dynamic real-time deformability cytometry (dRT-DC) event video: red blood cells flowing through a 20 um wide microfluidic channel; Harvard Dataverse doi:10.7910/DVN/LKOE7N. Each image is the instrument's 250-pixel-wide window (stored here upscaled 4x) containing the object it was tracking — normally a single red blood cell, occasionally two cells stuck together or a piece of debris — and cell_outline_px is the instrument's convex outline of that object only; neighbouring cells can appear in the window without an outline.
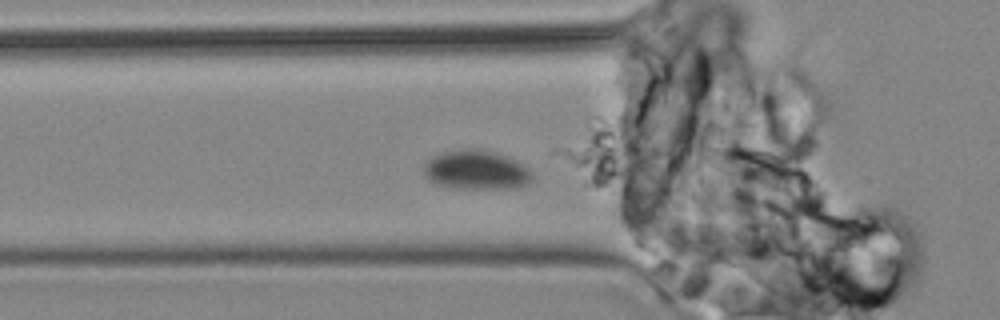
{"species": "common noctule bat (a hibernating species)", "species_latin": "Nyctalus noctula", "temperature_condition": "cold", "stored_images_in_passage": 5, "camera_frame_rate_fps": 3000, "um_per_image_px": 0.085, "animal": {"sex": "male", "body_mass_g": 19.2, "forearm_length_mm": 51.8}, "frame": {"image": 1, "passage_image": 3, "time_ms": 2.667, "image_size_px": [1000, 320], "cell_outline_px": [[532, 180], [528, 184], [516, 188], [456, 188], [432, 184], [424, 176], [424, 164], [432, 156], [444, 152], [464, 148], [484, 148], [508, 156], [524, 164], [532, 172]], "centroid_in_image_um": [40.48, 14.44], "position_along_channel_um": 85.3, "area_um2": 25.32}}
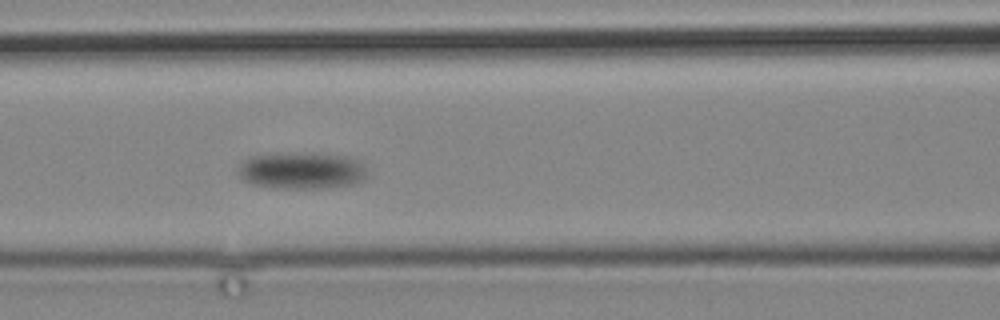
{"frame": {"image": 2, "passage_image": 5, "time_ms": 5.333, "image_size_px": [1000, 320], "cell_outline_px": [[368, 176], [364, 180], [352, 184], [320, 188], [276, 188], [252, 184], [244, 180], [236, 172], [240, 164], [244, 160], [252, 156], [276, 152], [320, 152], [348, 156], [360, 160], [364, 164], [368, 172]], "centroid_in_image_um": [25.68, 14.46], "position_along_channel_um": 140.9, "area_um2": 28.55}}